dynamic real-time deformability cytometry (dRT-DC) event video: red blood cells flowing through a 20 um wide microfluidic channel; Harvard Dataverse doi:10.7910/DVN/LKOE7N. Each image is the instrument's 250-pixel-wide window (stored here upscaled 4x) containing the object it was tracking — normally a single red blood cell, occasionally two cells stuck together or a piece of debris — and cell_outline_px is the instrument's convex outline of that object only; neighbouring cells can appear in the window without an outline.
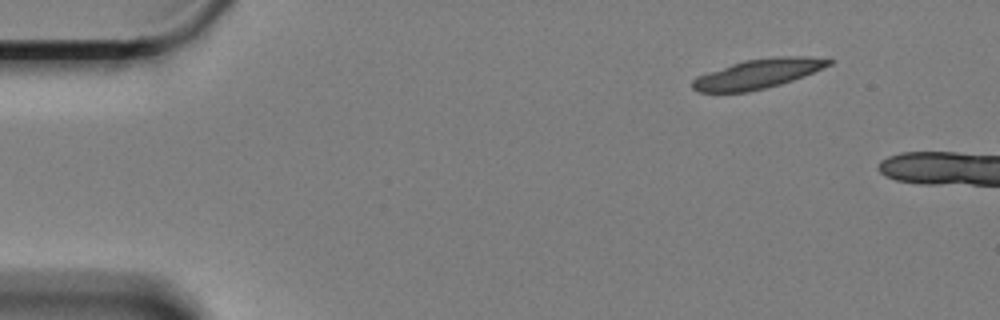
{"species": "Egyptian fruit bat (a non-hibernating species)", "species_latin": "Rousettus aegyptiacus", "temperature_condition": "cold", "stored_images_in_passage": 9, "camera_frame_rate_fps": 3000, "um_per_image_px": 0.085, "animal": {"sex": "female"}, "frame": {"image": 1, "passage_image": 1, "time_ms": 0.0, "image_size_px": [1000, 320], "cell_outline_px": [[836, 60], [832, 64], [804, 76], [780, 84], [748, 92], [700, 92], [692, 88], [692, 80], [696, 76], [744, 60], [776, 56], [808, 56]], "centroid_in_image_um": [64.45, 6.26], "position_along_channel_um": 20.6, "area_um2": 23.35}}